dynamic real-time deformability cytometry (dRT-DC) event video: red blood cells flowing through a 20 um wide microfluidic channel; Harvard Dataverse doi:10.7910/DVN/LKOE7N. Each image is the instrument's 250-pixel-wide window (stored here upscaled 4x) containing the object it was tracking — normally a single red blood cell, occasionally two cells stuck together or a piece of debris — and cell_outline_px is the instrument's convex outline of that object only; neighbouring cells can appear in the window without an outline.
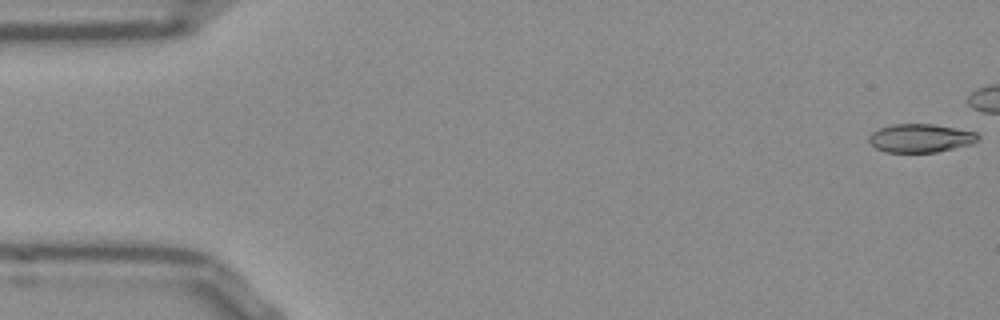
{"species": "Egyptian fruit bat (a non-hibernating species)", "species_latin": "Rousettus aegyptiacus", "temperature_condition": "room temperature", "stored_images_in_passage": 16, "camera_frame_rate_fps": 3000, "um_per_image_px": 0.085, "frame": {"image": 1, "passage_image": 1, "time_ms": 0.0, "image_size_px": [1000, 320], "cell_outline_px": [[980, 140], [976, 144], [936, 152], [884, 152], [876, 148], [868, 140], [868, 136], [872, 132], [880, 128], [892, 124], [932, 124], [976, 132], [980, 136]], "centroid_in_image_um": [78.29, 11.75], "position_along_channel_um": 6.7, "area_um2": 18.26}}